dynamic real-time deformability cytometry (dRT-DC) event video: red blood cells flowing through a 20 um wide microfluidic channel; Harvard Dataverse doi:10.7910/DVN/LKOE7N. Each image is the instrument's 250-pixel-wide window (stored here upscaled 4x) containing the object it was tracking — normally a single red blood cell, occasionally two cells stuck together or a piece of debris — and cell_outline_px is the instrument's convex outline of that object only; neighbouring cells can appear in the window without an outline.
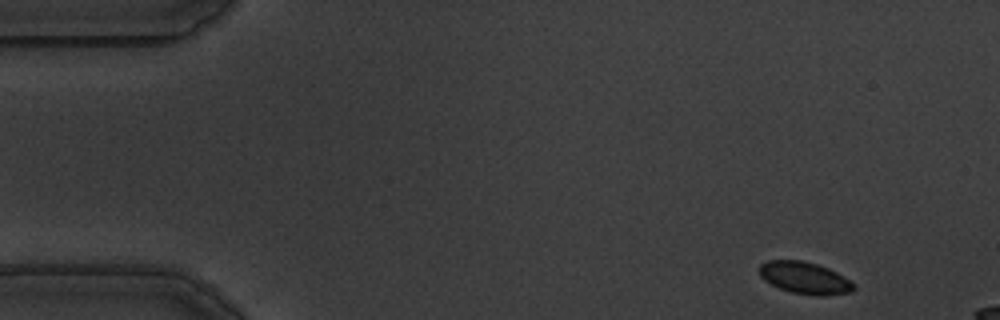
{"species": "common noctule bat (a hibernating species)", "species_latin": "Nyctalus noctula", "temperature_condition": "warm", "stored_images_in_passage": 56, "camera_frame_rate_fps": 3000, "um_per_image_px": 0.085, "animal": {"sex": "male", "body_mass_g": 19.5, "forearm_length_mm": 54.6}, "frame": {"image": 1, "passage_image": 2, "time_ms": 0.333, "image_size_px": [1000, 320], "cell_outline_px": [[856, 288], [852, 292], [824, 296], [816, 296], [792, 292], [780, 288], [764, 280], [760, 276], [760, 264], [768, 260], [800, 260], [816, 264], [828, 268], [836, 272], [856, 284]], "centroid_in_image_um": [68.43, 23.63], "position_along_channel_um": 16.6, "area_um2": 17.57}}
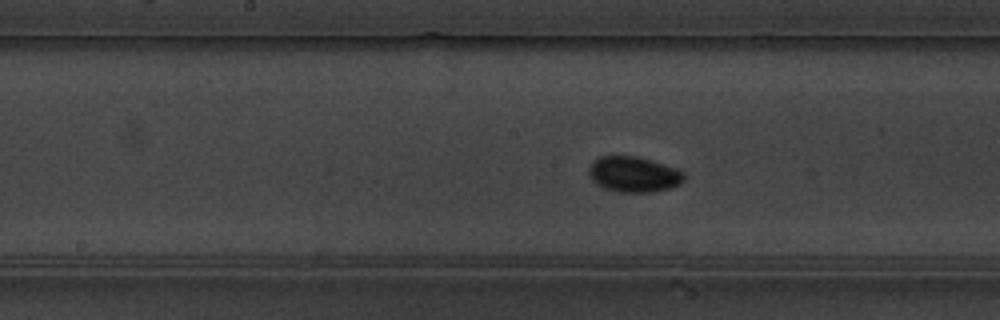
{"frame": {"image": 2, "passage_image": 26, "time_ms": 8.333, "image_size_px": [1000, 320], "cell_outline_px": [[684, 180], [680, 184], [668, 188], [652, 192], [620, 192], [604, 188], [596, 184], [588, 176], [588, 168], [600, 156], [636, 156], [676, 168], [684, 172]], "centroid_in_image_um": [53.85, 14.82], "position_along_channel_um": 194.4, "area_um2": 19.59}}
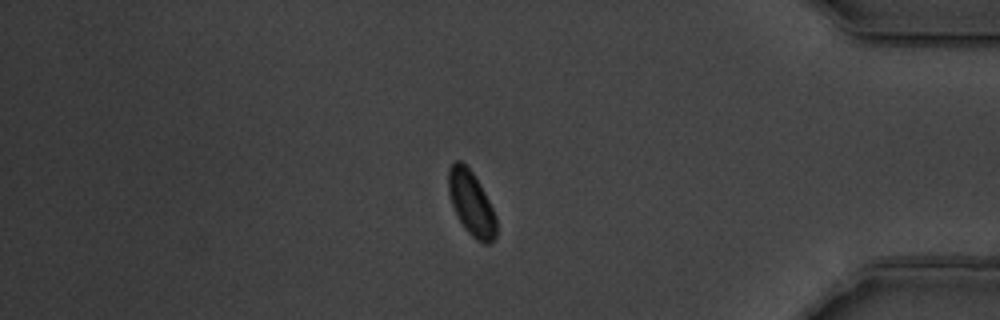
{"frame": {"image": 3, "passage_image": 46, "time_ms": 15.0, "image_size_px": [1000, 320], "cell_outline_px": [[496, 236], [488, 244], [484, 244], [476, 240], [464, 228], [452, 204], [448, 192], [448, 168], [456, 160], [460, 160], [472, 172], [480, 184], [496, 216]], "centroid_in_image_um": [40.05, 17.28], "position_along_channel_um": 395.1, "area_um2": 17.74}, "authors_computed_cell_mechanics": {"area_um2": 17.918, "velocity_mm_per_s": 3.4713, "shape_relaxation_time_tau1_ms": 0.9907, "shape_relaxation_time_tau2_ms": null, "deformation_change_tau1": 0.0471, "deformation_change_tau2": null}}